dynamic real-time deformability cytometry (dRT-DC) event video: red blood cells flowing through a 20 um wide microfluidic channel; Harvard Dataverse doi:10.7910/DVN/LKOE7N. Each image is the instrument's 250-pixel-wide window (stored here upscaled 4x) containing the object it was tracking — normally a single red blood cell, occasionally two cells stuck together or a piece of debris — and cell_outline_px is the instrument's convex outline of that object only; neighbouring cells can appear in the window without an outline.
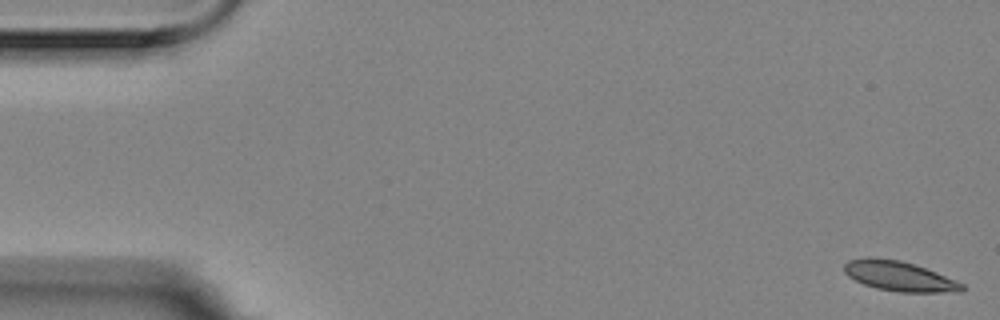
{"species": "Egyptian fruit bat (a non-hibernating species)", "species_latin": "Rousettus aegyptiacus", "temperature_condition": "room temperature", "stored_images_in_passage": 56, "camera_frame_rate_fps": 3000, "um_per_image_px": 0.085, "animal": {"sex": "female"}, "frame": {"image": 1, "passage_image": 1, "time_ms": 0.0, "image_size_px": [1000, 320], "cell_outline_px": [[964, 288], [960, 292], [900, 292], [876, 288], [864, 284], [848, 276], [844, 272], [844, 264], [848, 260], [868, 256], [872, 256], [900, 260], [936, 272], [956, 280], [964, 284]], "centroid_in_image_um": [76.41, 23.46], "position_along_channel_um": 8.6, "area_um2": 20.52}}
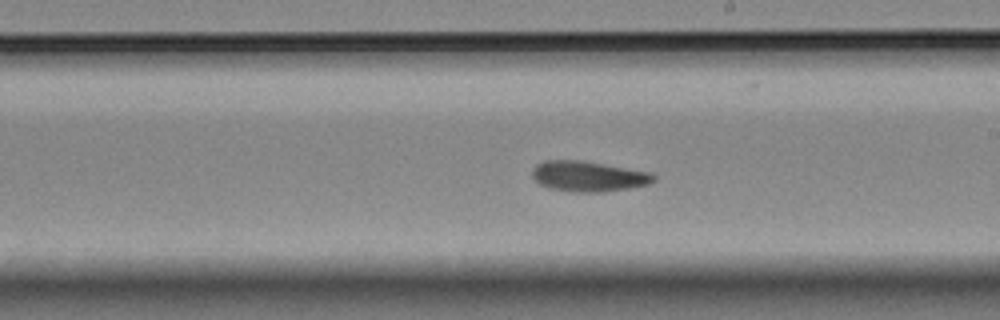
{"frame": {"image": 2, "passage_image": 32, "time_ms": 10.333, "image_size_px": [1000, 320], "cell_outline_px": [[656, 180], [648, 184], [628, 188], [604, 192], [576, 192], [548, 188], [540, 184], [532, 176], [532, 168], [536, 164], [544, 160], [580, 160], [652, 172], [656, 176]], "centroid_in_image_um": [50.01, 14.98], "position_along_channel_um": 239.0, "area_um2": 21.62}}
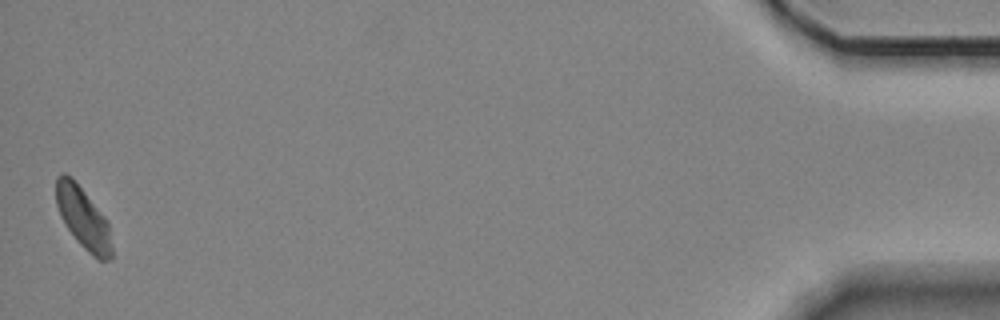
{"frame": {"image": 3, "passage_image": 56, "time_ms": 18.333, "image_size_px": [1000, 320], "cell_outline_px": [[112, 256], [108, 260], [100, 260], [88, 252], [76, 240], [64, 224], [60, 216], [56, 204], [56, 176], [60, 172], [64, 172], [72, 176], [108, 220], [112, 248]], "centroid_in_image_um": [7.05, 18.49], "position_along_channel_um": 428.1, "area_um2": 20.23}, "authors_computed_cell_mechanics": {"area_um2": 20.8658, "velocity_mm_per_s": 3.4962, "shape_relaxation_time_tau1_ms": 8.8755, "shape_relaxation_time_tau2_ms": 5.8134, "deformation_change_tau1": 0.1539, "deformation_change_tau2": 0.1117}}